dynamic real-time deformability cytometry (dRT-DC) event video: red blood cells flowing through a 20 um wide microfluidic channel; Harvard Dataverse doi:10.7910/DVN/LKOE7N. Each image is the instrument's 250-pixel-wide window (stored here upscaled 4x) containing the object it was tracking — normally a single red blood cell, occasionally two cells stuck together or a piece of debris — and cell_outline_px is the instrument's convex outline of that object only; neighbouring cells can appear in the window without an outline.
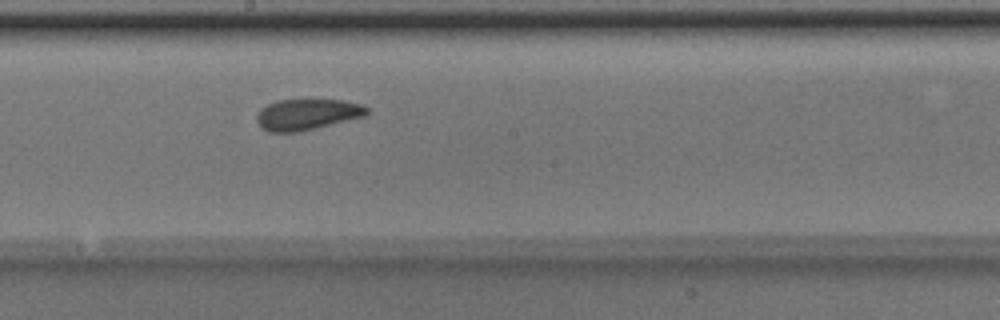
{"species": "Egyptian fruit bat (a non-hibernating species)", "species_latin": "Rousettus aegyptiacus", "temperature_condition": "room temperature", "stored_images_in_passage": 6, "camera_frame_rate_fps": 3000, "um_per_image_px": 0.085, "animal": {"sex": "male"}, "frame": {"image": 1, "passage_image": 6, "time_ms": 1.667, "image_size_px": [1000, 320], "cell_outline_px": [[368, 112], [364, 116], [296, 132], [268, 132], [256, 120], [256, 116], [260, 108], [276, 100], [344, 100], [360, 104], [368, 108]], "centroid_in_image_um": [26.07, 9.71], "position_along_channel_um": 222.1, "area_um2": 19.54}}